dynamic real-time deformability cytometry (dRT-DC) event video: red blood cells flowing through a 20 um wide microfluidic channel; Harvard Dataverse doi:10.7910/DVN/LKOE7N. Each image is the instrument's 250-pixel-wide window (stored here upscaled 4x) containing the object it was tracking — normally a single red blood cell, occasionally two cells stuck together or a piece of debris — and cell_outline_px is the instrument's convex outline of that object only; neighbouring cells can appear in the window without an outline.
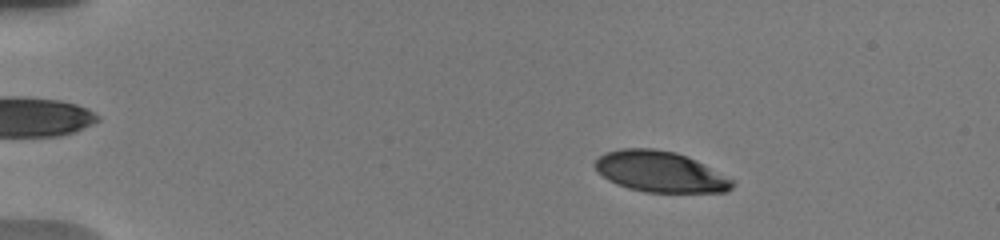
{"species": "human", "species_latin": "Homo sapiens", "temperature_condition": "warm", "stored_images_in_passage": 41, "camera_frame_rate_fps": 3000, "um_per_image_px": 0.085, "donor": {"sex": "male"}, "frame": {"image": 1, "passage_image": 4, "time_ms": 2.667, "image_size_px": [1000, 240], "cell_outline_px": [[736, 184], [728, 192], [644, 192], [628, 188], [616, 184], [608, 180], [592, 164], [604, 152], [620, 148], [656, 148], [676, 152], [696, 160], [704, 164], [732, 180]], "centroid_in_image_um": [56.1, 14.59], "position_along_channel_um": 28.9, "area_um2": 32.71}}
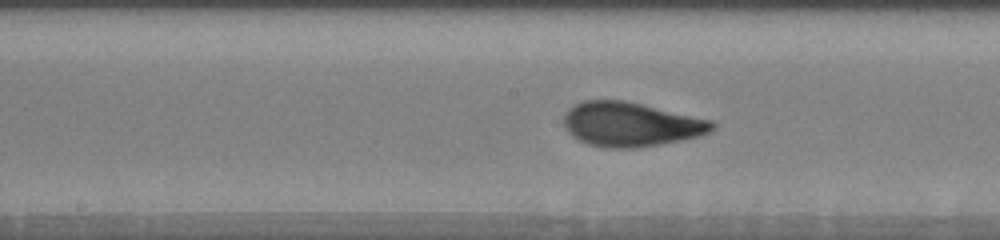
{"frame": {"image": 2, "passage_image": 18, "time_ms": 9.333, "image_size_px": [1000, 240], "cell_outline_px": [[716, 128], [712, 132], [700, 136], [660, 144], [636, 148], [608, 148], [588, 144], [572, 136], [568, 132], [564, 124], [564, 112], [568, 108], [584, 100], [624, 100], [712, 120], [716, 124]], "centroid_in_image_um": [53.63, 10.57], "position_along_channel_um": 194.6, "area_um2": 38.38}}
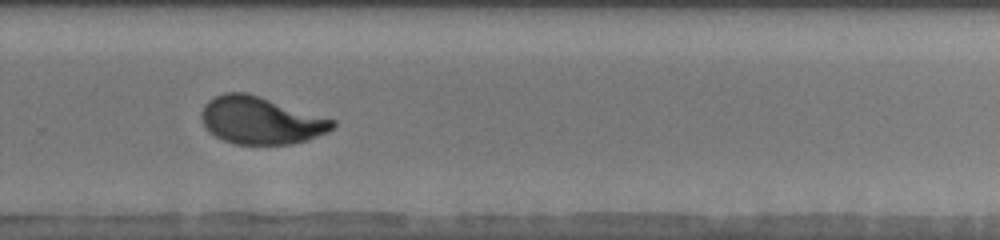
{"frame": {"image": 3, "passage_image": 27, "time_ms": 12.333, "image_size_px": [1000, 240], "cell_outline_px": [[336, 124], [332, 128], [308, 140], [292, 144], [236, 144], [224, 140], [208, 132], [200, 116], [200, 112], [204, 104], [208, 100], [224, 92], [248, 92], [336, 120]], "centroid_in_image_um": [22.13, 10.22], "position_along_channel_um": 307.7, "area_um2": 36.24}, "authors_computed_cell_mechanics": {"area_um2": 36.5874, "velocity_mm_per_s": 3.7869, "shape_relaxation_time_tau1_ms": 3.6442, "shape_relaxation_time_tau2_ms": null, "deformation_change_tau1": 0.1847, "deformation_change_tau2": null}}